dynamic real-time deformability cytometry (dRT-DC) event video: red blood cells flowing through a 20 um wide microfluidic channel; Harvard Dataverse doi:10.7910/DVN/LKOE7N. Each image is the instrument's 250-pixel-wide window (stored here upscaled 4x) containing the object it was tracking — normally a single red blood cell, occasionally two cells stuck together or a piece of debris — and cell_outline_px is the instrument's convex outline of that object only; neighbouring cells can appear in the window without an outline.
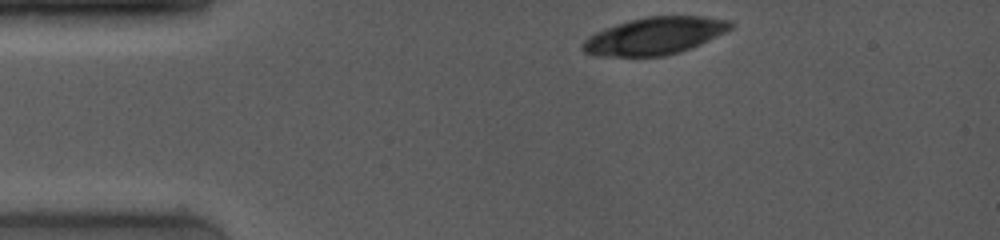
{"species": "common noctule bat (a hibernating species)", "species_latin": "Nyctalus noctula", "temperature_condition": "room temperature", "stored_images_in_passage": 12, "camera_frame_rate_fps": 4000, "um_per_image_px": 0.085, "animal": {"sex": "female", "body_mass_g": 19.0, "forearm_length_mm": 53.3}, "frame": {"image": 1, "passage_image": 1, "time_ms": 0.0, "image_size_px": [1000, 240], "cell_outline_px": [[736, 28], [700, 44], [680, 52], [664, 56], [592, 56], [584, 52], [580, 48], [580, 44], [588, 36], [604, 28], [628, 20], [644, 16], [704, 16], [732, 20], [736, 24]], "centroid_in_image_um": [55.67, 3.04], "position_along_channel_um": 29.3, "area_um2": 32.77}}
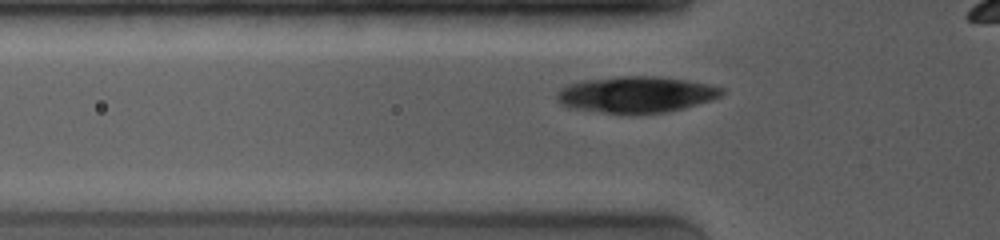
{"frame": {"image": 2, "passage_image": 6, "time_ms": 2.5, "image_size_px": [1000, 240], "cell_outline_px": [[724, 92], [720, 96], [712, 100], [684, 108], [668, 112], [604, 112], [572, 108], [556, 100], [556, 96], [560, 88], [568, 84], [580, 80], [620, 76], [652, 76], [688, 80], [712, 84], [724, 88]], "centroid_in_image_um": [54.11, 8.0], "position_along_channel_um": 71.7, "area_um2": 34.56}}
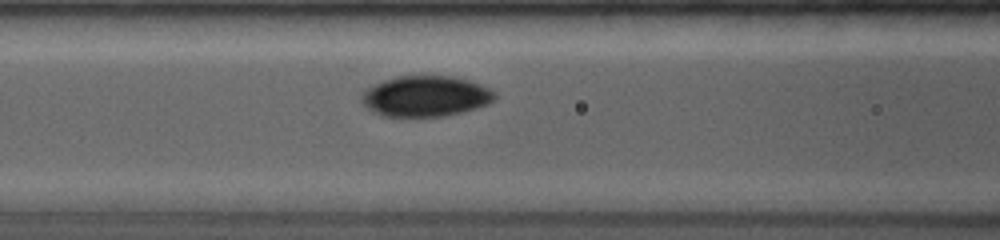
{"frame": {"image": 3, "passage_image": 9, "time_ms": 4.0, "image_size_px": [1000, 240], "cell_outline_px": [[496, 100], [488, 104], [476, 108], [444, 116], [380, 116], [372, 112], [360, 100], [360, 96], [368, 88], [384, 80], [400, 76], [448, 76], [468, 80], [480, 84], [488, 88], [496, 96]], "centroid_in_image_um": [36.16, 8.19], "position_along_channel_um": 130.4, "area_um2": 31.33}}